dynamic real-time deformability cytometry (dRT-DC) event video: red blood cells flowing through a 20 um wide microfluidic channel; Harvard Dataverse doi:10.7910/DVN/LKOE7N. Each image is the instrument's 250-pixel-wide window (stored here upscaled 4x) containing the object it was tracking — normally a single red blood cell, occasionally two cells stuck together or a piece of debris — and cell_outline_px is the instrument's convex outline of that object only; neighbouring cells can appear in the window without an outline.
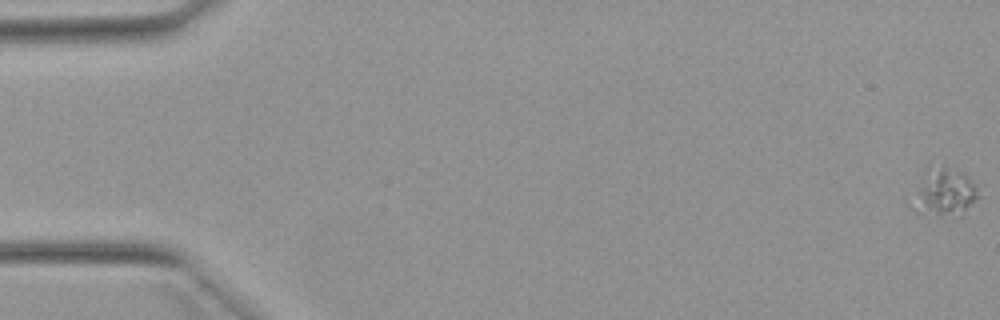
{"species": "Egyptian fruit bat (a non-hibernating species)", "species_latin": "Rousettus aegyptiacus", "temperature_condition": "warm", "stored_images_in_passage": 5, "camera_frame_rate_fps": 3000, "um_per_image_px": 0.085, "animal": {"sex": "female"}, "frame": {"image": 1, "passage_image": 1, "time_ms": 0.0, "image_size_px": [1000, 320], "cell_outline_px": [[980, 196], [964, 216], [956, 220], [920, 216], [912, 208], [924, 172], [928, 164], [948, 168], [964, 172], [972, 180]], "centroid_in_image_um": [80.32, 16.47], "position_along_channel_um": 4.7, "area_um2": 19.36}}